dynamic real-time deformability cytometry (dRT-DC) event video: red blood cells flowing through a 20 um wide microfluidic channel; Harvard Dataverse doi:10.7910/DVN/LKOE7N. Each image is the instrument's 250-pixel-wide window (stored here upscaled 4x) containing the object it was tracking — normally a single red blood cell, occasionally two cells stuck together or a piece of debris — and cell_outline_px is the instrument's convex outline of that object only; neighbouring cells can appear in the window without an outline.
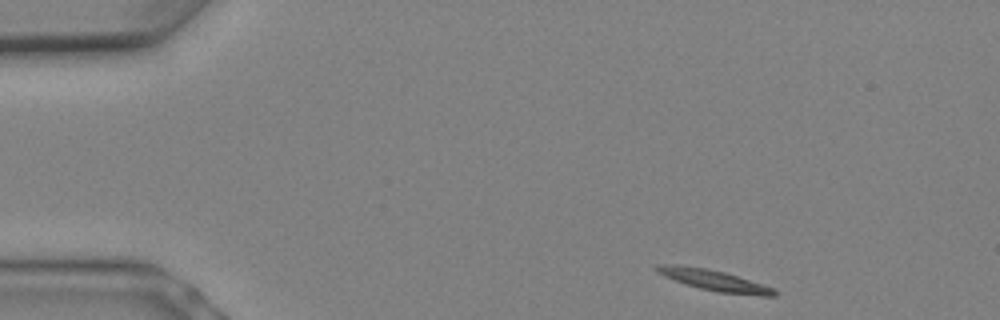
{"species": "Egyptian fruit bat (a non-hibernating species)", "species_latin": "Rousettus aegyptiacus", "temperature_condition": "warm", "stored_images_in_passage": 6, "camera_frame_rate_fps": 3000, "um_per_image_px": 0.085, "animal": {"sex": "female"}, "frame": {"image": 1, "passage_image": 1, "time_ms": 0.0, "image_size_px": [1000, 320], "cell_outline_px": [[776, 296], [760, 296], [720, 292], [700, 288], [676, 280], [656, 272], [652, 268], [664, 264], [672, 264], [708, 268], [724, 272], [764, 284], [776, 288]], "centroid_in_image_um": [60.77, 23.82], "position_along_channel_um": 24.2, "area_um2": 14.16}}
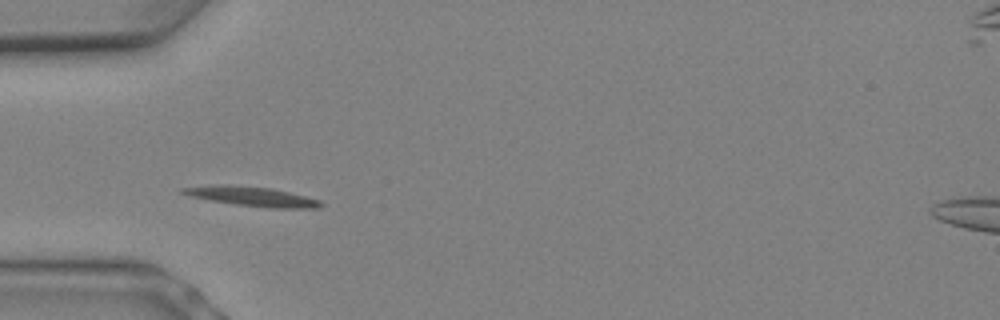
{"frame": {"image": 2, "passage_image": 5, "time_ms": 1.333, "image_size_px": [1000, 320], "cell_outline_px": [[324, 204], [320, 208], [272, 208], [236, 204], [208, 200], [192, 196], [180, 192], [180, 188], [216, 184], [224, 184], [272, 188], [320, 200]], "centroid_in_image_um": [21.42, 16.69], "position_along_channel_um": 63.6, "area_um2": 15.61}}